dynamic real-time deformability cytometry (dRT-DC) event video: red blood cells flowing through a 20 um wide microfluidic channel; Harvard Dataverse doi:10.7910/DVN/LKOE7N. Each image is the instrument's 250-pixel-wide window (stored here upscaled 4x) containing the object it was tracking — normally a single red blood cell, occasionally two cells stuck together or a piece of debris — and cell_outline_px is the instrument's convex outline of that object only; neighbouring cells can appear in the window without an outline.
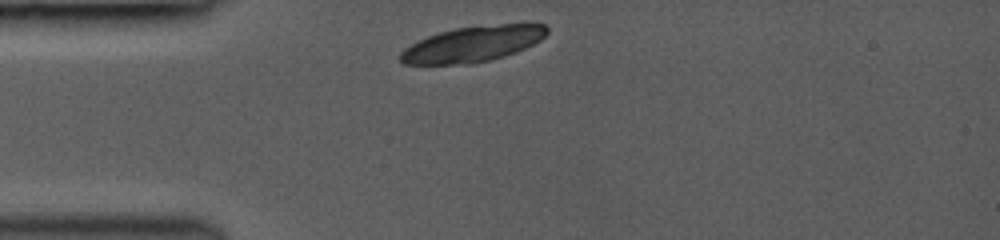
{"species": "common noctule bat (a hibernating species)", "species_latin": "Nyctalus noctula", "temperature_condition": "room temperature", "stored_images_in_passage": 25, "camera_frame_rate_fps": 3000, "um_per_image_px": 0.085, "animal": {"sex": "female", "body_mass_g": 19.0, "forearm_length_mm": 53.3}, "frame": {"image": 1, "passage_image": 1, "time_ms": 0.0, "image_size_px": [1000, 240], "cell_outline_px": [[548, 32], [540, 40], [516, 52], [492, 60], [472, 64], [404, 64], [400, 60], [400, 52], [404, 48], [428, 36], [440, 32], [456, 28], [500, 24], [544, 24], [548, 28]], "centroid_in_image_um": [40.18, 3.75], "position_along_channel_um": 44.8, "area_um2": 30.17}}
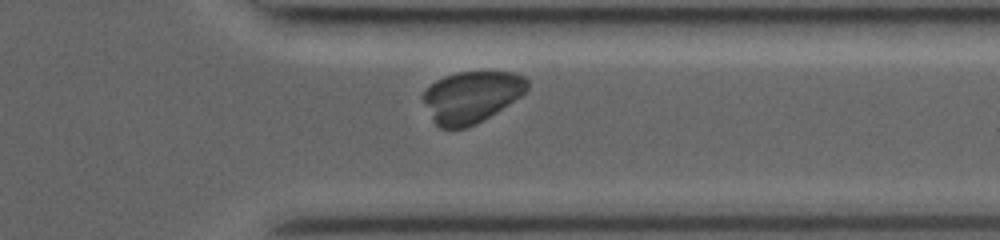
{"frame": {"image": 2, "passage_image": 22, "time_ms": 8.333, "image_size_px": [1000, 240], "cell_outline_px": [[528, 92], [496, 112], [476, 124], [464, 128], [440, 128], [432, 120], [424, 100], [424, 92], [436, 80], [444, 76], [456, 72], [516, 72], [524, 76], [528, 80]], "centroid_in_image_um": [40.12, 8.22], "position_along_channel_um": 371.3, "area_um2": 31.15}}
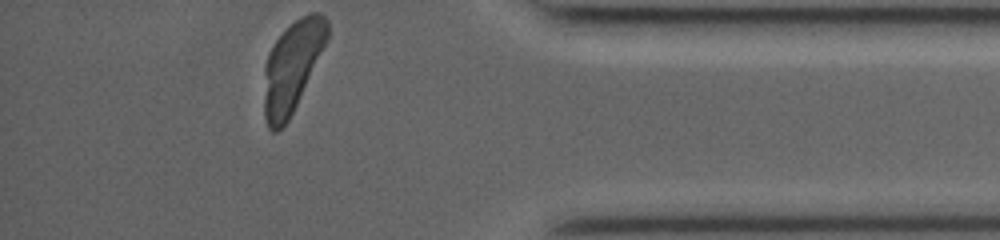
{"frame": {"image": 3, "passage_image": 25, "time_ms": 9.667, "image_size_px": [1000, 240], "cell_outline_px": [[328, 40], [288, 120], [276, 132], [272, 132], [268, 128], [264, 116], [264, 64], [268, 52], [276, 40], [300, 16], [308, 12], [320, 12], [328, 20]], "centroid_in_image_um": [24.83, 5.64], "position_along_channel_um": 410.4, "area_um2": 33.18}}